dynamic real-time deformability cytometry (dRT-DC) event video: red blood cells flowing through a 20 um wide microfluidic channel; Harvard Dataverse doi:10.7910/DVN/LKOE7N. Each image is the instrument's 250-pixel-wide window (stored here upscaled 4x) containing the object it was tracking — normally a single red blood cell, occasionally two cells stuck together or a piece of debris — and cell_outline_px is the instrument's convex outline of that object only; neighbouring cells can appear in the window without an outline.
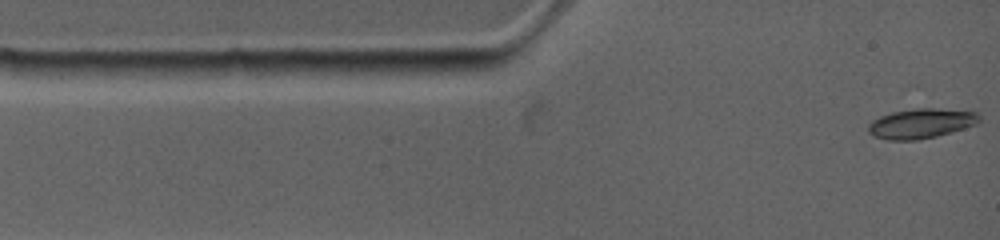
{"species": "common noctule bat (a hibernating species)", "species_latin": "Nyctalus noctula", "temperature_condition": "warm", "stored_images_in_passage": 20, "camera_frame_rate_fps": 4500, "um_per_image_px": 0.085, "animal": {"sex": "female", "body_mass_g": 19.0, "forearm_length_mm": 53.3}, "frame": {"image": 1, "passage_image": 1, "time_ms": 0.0, "image_size_px": [1000, 240], "cell_outline_px": [[976, 120], [972, 124], [936, 136], [916, 140], [888, 140], [876, 136], [868, 128], [876, 120], [884, 116], [896, 112], [972, 112], [976, 116]], "centroid_in_image_um": [78.17, 10.59], "position_along_channel_um": 6.8, "area_um2": 16.53}}
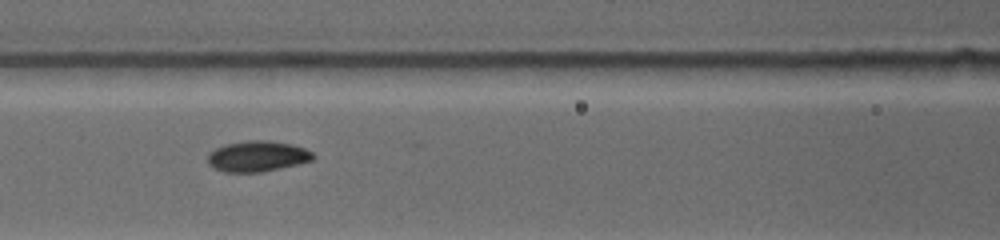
{"frame": {"image": 2, "passage_image": 14, "time_ms": 4.667, "image_size_px": [1000, 240], "cell_outline_px": [[312, 160], [260, 172], [224, 172], [216, 168], [208, 160], [208, 156], [216, 148], [228, 144], [288, 144], [312, 152]], "centroid_in_image_um": [21.84, 13.36], "position_along_channel_um": 144.8, "area_um2": 16.88}}
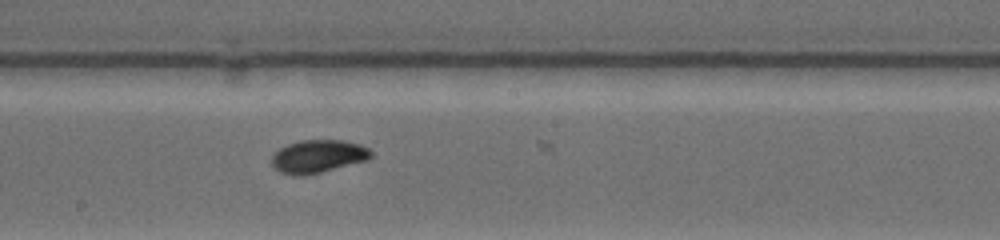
{"frame": {"image": 3, "passage_image": 19, "time_ms": 6.667, "image_size_px": [1000, 240], "cell_outline_px": [[372, 156], [364, 160], [320, 172], [304, 176], [292, 176], [280, 172], [272, 164], [272, 156], [280, 148], [292, 144], [308, 140], [340, 140], [360, 144], [368, 148], [372, 152]], "centroid_in_image_um": [27.02, 13.3], "position_along_channel_um": 221.2, "area_um2": 18.55}}